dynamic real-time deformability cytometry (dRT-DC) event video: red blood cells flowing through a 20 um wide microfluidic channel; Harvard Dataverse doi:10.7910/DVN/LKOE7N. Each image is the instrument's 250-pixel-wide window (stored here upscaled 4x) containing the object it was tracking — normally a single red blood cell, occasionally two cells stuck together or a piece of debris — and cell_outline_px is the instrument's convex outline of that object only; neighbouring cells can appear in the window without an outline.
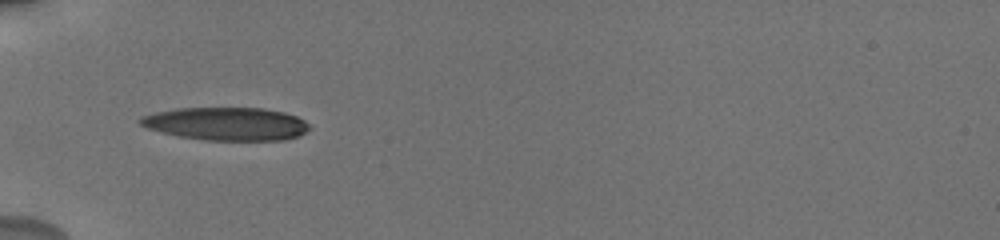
{"species": "human", "species_latin": "Homo sapiens", "temperature_condition": "cold", "stored_images_in_passage": 6, "camera_frame_rate_fps": 3000, "um_per_image_px": 0.085, "donor": {"sex": "male"}, "frame": {"image": 1, "passage_image": 2, "time_ms": 0.667, "image_size_px": [1000, 240], "cell_outline_px": [[312, 128], [300, 136], [284, 140], [208, 140], [180, 136], [160, 132], [148, 128], [140, 124], [136, 120], [140, 116], [156, 112], [176, 108], [264, 108], [284, 112], [296, 116], [304, 120]], "centroid_in_image_um": [19.25, 10.52], "position_along_channel_um": 65.7, "area_um2": 32.71}}
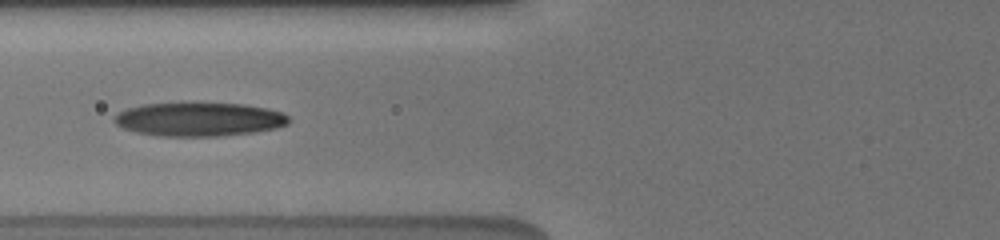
{"frame": {"image": 2, "passage_image": 5, "time_ms": 2.0, "image_size_px": [1000, 240], "cell_outline_px": [[292, 120], [288, 124], [276, 128], [256, 132], [220, 136], [156, 136], [136, 132], [124, 128], [116, 124], [112, 120], [120, 112], [128, 108], [144, 104], [244, 104], [268, 108], [280, 112], [288, 116]], "centroid_in_image_um": [16.96, 10.16], "position_along_channel_um": 108.8, "area_um2": 34.04}}